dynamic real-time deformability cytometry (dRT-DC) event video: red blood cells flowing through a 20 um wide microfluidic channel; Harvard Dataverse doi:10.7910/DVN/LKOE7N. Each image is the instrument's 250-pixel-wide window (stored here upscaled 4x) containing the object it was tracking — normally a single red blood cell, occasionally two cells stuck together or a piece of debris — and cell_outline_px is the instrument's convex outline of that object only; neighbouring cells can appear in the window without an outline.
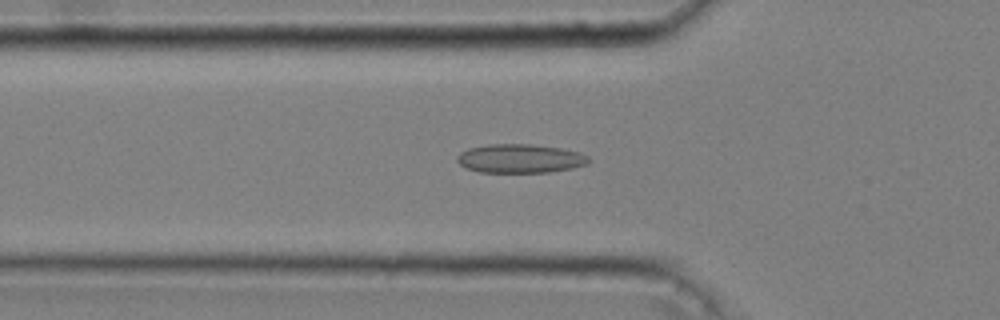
{"species": "common noctule bat (a hibernating species)", "species_latin": "Nyctalus noctula", "temperature_condition": "cold", "stored_images_in_passage": 39, "camera_frame_rate_fps": 3000, "um_per_image_px": 0.085, "animal": {"sex": "male", "body_mass_g": 20.4}, "frame": {"image": 1, "passage_image": 13, "time_ms": 4.0, "image_size_px": [1000, 320], "cell_outline_px": [[592, 160], [588, 164], [572, 168], [548, 172], [480, 172], [464, 168], [456, 160], [456, 156], [460, 152], [468, 148], [488, 144], [528, 144], [560, 148], [580, 152], [588, 156]], "centroid_in_image_um": [44.2, 13.47], "position_along_channel_um": 81.6, "area_um2": 22.25}}
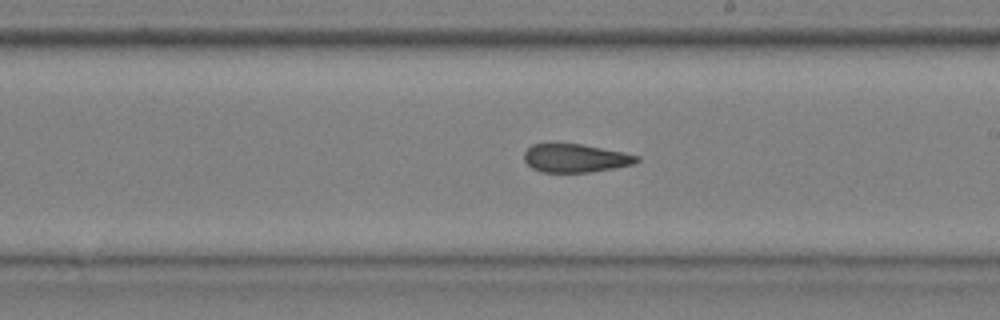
{"frame": {"image": 2, "passage_image": 26, "time_ms": 8.333, "image_size_px": [1000, 320], "cell_outline_px": [[640, 160], [632, 164], [612, 168], [588, 172], [540, 172], [532, 168], [524, 160], [524, 152], [532, 144], [580, 144], [624, 152], [640, 156]], "centroid_in_image_um": [48.9, 13.44], "position_along_channel_um": 240.1, "area_um2": 18.44}}
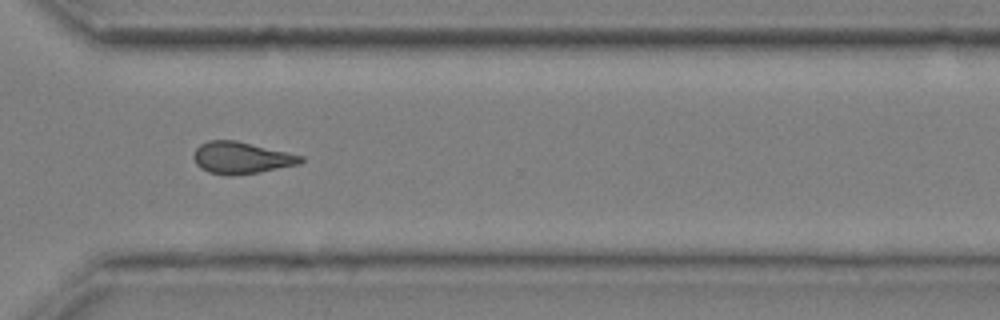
{"frame": {"image": 3, "passage_image": 35, "time_ms": 11.333, "image_size_px": [1000, 320], "cell_outline_px": [[304, 160], [300, 164], [260, 172], [232, 176], [228, 176], [208, 172], [200, 168], [196, 164], [192, 156], [196, 148], [200, 144], [208, 140], [236, 140], [304, 156]], "centroid_in_image_um": [20.49, 13.42], "position_along_channel_um": 350.1, "area_um2": 20.06}}